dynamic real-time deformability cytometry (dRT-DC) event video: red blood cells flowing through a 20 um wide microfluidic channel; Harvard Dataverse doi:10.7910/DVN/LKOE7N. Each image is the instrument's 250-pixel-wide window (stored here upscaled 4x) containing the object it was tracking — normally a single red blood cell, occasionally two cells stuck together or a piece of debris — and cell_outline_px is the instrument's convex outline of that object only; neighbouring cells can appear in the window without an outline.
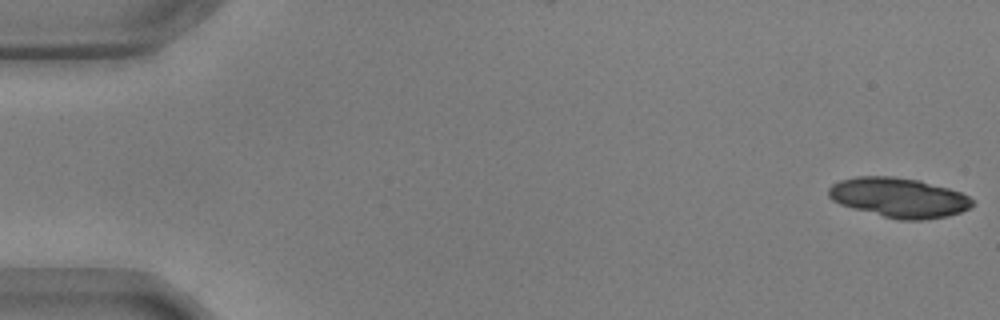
{"species": "common noctule bat (a hibernating species)", "species_latin": "Nyctalus noctula", "temperature_condition": "warm", "stored_images_in_passage": 20, "camera_frame_rate_fps": 3000, "um_per_image_px": 0.085, "animal": {"sex": "male", "body_mass_g": 17.9, "forearm_length_mm": 54.2}, "frame": {"image": 1, "passage_image": 1, "time_ms": 0.0, "image_size_px": [1000, 320], "cell_outline_px": [[972, 204], [968, 208], [960, 212], [948, 216], [924, 220], [900, 220], [884, 216], [840, 204], [832, 200], [828, 196], [828, 188], [832, 184], [840, 180], [856, 176], [892, 176], [920, 180], [948, 188], [960, 192], [968, 196], [972, 200]], "centroid_in_image_um": [76.39, 16.78], "position_along_channel_um": 8.6, "area_um2": 33.06}}